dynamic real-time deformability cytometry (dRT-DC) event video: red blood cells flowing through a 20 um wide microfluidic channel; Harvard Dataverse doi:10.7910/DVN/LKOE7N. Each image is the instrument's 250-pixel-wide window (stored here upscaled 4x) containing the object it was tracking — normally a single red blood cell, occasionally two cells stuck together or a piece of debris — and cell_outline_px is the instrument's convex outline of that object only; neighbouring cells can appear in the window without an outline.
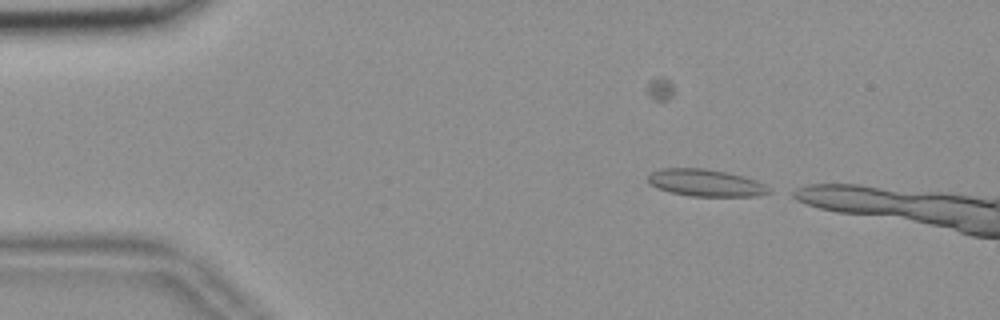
{"species": "common noctule bat (a hibernating species)", "species_latin": "Nyctalus noctula", "temperature_condition": "room temperature", "stored_images_in_passage": 13, "camera_frame_rate_fps": 3000, "um_per_image_px": 0.085, "animal": {"sex": "female", "body_mass_g": 18.4}, "frame": {"image": 1, "passage_image": 13, "time_ms": 4.0, "image_size_px": [1000, 320], "cell_outline_px": [[772, 192], [756, 196], [692, 196], [672, 192], [656, 188], [648, 180], [648, 176], [652, 172], [660, 168], [704, 168], [728, 172], [756, 180], [764, 184]], "centroid_in_image_um": [59.99, 15.53], "position_along_channel_um": 25.0, "area_um2": 18.96}}